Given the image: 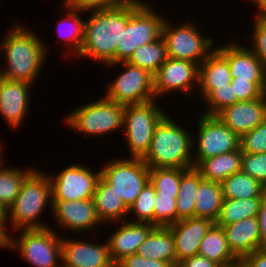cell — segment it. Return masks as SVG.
Listing matches in <instances>:
<instances>
[{"label": "cell", "mask_w": 266, "mask_h": 267, "mask_svg": "<svg viewBox=\"0 0 266 267\" xmlns=\"http://www.w3.org/2000/svg\"><path fill=\"white\" fill-rule=\"evenodd\" d=\"M24 27L15 24L1 40L0 53L5 54L7 65L0 69L4 79L33 84L44 66L49 48L40 37Z\"/></svg>", "instance_id": "cell-1"}, {"label": "cell", "mask_w": 266, "mask_h": 267, "mask_svg": "<svg viewBox=\"0 0 266 267\" xmlns=\"http://www.w3.org/2000/svg\"><path fill=\"white\" fill-rule=\"evenodd\" d=\"M128 22V6L91 10L84 23L83 45L77 56L105 65L115 64V53Z\"/></svg>", "instance_id": "cell-2"}, {"label": "cell", "mask_w": 266, "mask_h": 267, "mask_svg": "<svg viewBox=\"0 0 266 267\" xmlns=\"http://www.w3.org/2000/svg\"><path fill=\"white\" fill-rule=\"evenodd\" d=\"M185 129L166 114L155 127L144 163L149 168L194 167L193 136Z\"/></svg>", "instance_id": "cell-3"}, {"label": "cell", "mask_w": 266, "mask_h": 267, "mask_svg": "<svg viewBox=\"0 0 266 267\" xmlns=\"http://www.w3.org/2000/svg\"><path fill=\"white\" fill-rule=\"evenodd\" d=\"M48 203L52 207L51 182L48 173L34 170L25 178L21 190L12 205L6 210V221L12 230L48 228V223L38 219ZM8 219V220H7Z\"/></svg>", "instance_id": "cell-4"}, {"label": "cell", "mask_w": 266, "mask_h": 267, "mask_svg": "<svg viewBox=\"0 0 266 267\" xmlns=\"http://www.w3.org/2000/svg\"><path fill=\"white\" fill-rule=\"evenodd\" d=\"M19 231V238L11 234L4 239L5 248L18 249L22 259L34 267H61L62 238L56 230L48 227Z\"/></svg>", "instance_id": "cell-5"}, {"label": "cell", "mask_w": 266, "mask_h": 267, "mask_svg": "<svg viewBox=\"0 0 266 267\" xmlns=\"http://www.w3.org/2000/svg\"><path fill=\"white\" fill-rule=\"evenodd\" d=\"M124 112L125 105L112 102L103 96L67 114L64 123L77 133L96 137L123 128Z\"/></svg>", "instance_id": "cell-6"}, {"label": "cell", "mask_w": 266, "mask_h": 267, "mask_svg": "<svg viewBox=\"0 0 266 267\" xmlns=\"http://www.w3.org/2000/svg\"><path fill=\"white\" fill-rule=\"evenodd\" d=\"M157 99L125 105L123 133L132 158H143L151 144L156 125L167 114Z\"/></svg>", "instance_id": "cell-7"}, {"label": "cell", "mask_w": 266, "mask_h": 267, "mask_svg": "<svg viewBox=\"0 0 266 267\" xmlns=\"http://www.w3.org/2000/svg\"><path fill=\"white\" fill-rule=\"evenodd\" d=\"M173 27L165 18L162 37L166 43L168 58L187 60L200 65L215 49L214 39L211 36L203 37L196 25L187 21Z\"/></svg>", "instance_id": "cell-8"}, {"label": "cell", "mask_w": 266, "mask_h": 267, "mask_svg": "<svg viewBox=\"0 0 266 267\" xmlns=\"http://www.w3.org/2000/svg\"><path fill=\"white\" fill-rule=\"evenodd\" d=\"M164 20L152 8L128 6V22L116 48L115 63L126 62L138 47L157 40L162 35Z\"/></svg>", "instance_id": "cell-9"}, {"label": "cell", "mask_w": 266, "mask_h": 267, "mask_svg": "<svg viewBox=\"0 0 266 267\" xmlns=\"http://www.w3.org/2000/svg\"><path fill=\"white\" fill-rule=\"evenodd\" d=\"M100 176L113 187L128 208L150 181L149 167L143 159L131 156L130 159H111L100 169Z\"/></svg>", "instance_id": "cell-10"}, {"label": "cell", "mask_w": 266, "mask_h": 267, "mask_svg": "<svg viewBox=\"0 0 266 267\" xmlns=\"http://www.w3.org/2000/svg\"><path fill=\"white\" fill-rule=\"evenodd\" d=\"M196 137L192 135L194 167L203 159L235 151L240 148V137L216 115L200 113ZM196 138V139H194ZM198 138V139H197ZM197 154V156L195 155ZM196 156V157H195Z\"/></svg>", "instance_id": "cell-11"}, {"label": "cell", "mask_w": 266, "mask_h": 267, "mask_svg": "<svg viewBox=\"0 0 266 267\" xmlns=\"http://www.w3.org/2000/svg\"><path fill=\"white\" fill-rule=\"evenodd\" d=\"M123 64L124 70L108 84L104 97L123 105L141 104L155 99L153 75L143 68L132 66L127 62L107 64L116 67ZM116 65V66H115Z\"/></svg>", "instance_id": "cell-12"}, {"label": "cell", "mask_w": 266, "mask_h": 267, "mask_svg": "<svg viewBox=\"0 0 266 267\" xmlns=\"http://www.w3.org/2000/svg\"><path fill=\"white\" fill-rule=\"evenodd\" d=\"M84 167L82 164H72L65 167L59 175H48L51 182L52 200H85L93 199L100 170Z\"/></svg>", "instance_id": "cell-13"}, {"label": "cell", "mask_w": 266, "mask_h": 267, "mask_svg": "<svg viewBox=\"0 0 266 267\" xmlns=\"http://www.w3.org/2000/svg\"><path fill=\"white\" fill-rule=\"evenodd\" d=\"M154 79L155 99L171 92L192 93L199 85V64L187 60L167 58Z\"/></svg>", "instance_id": "cell-14"}, {"label": "cell", "mask_w": 266, "mask_h": 267, "mask_svg": "<svg viewBox=\"0 0 266 267\" xmlns=\"http://www.w3.org/2000/svg\"><path fill=\"white\" fill-rule=\"evenodd\" d=\"M51 212L60 227L77 232H91L102 225L97 217L93 199L85 200H52ZM73 230V231H72Z\"/></svg>", "instance_id": "cell-15"}, {"label": "cell", "mask_w": 266, "mask_h": 267, "mask_svg": "<svg viewBox=\"0 0 266 267\" xmlns=\"http://www.w3.org/2000/svg\"><path fill=\"white\" fill-rule=\"evenodd\" d=\"M61 267H115L112 263L107 241L105 244L87 240L63 238L61 246Z\"/></svg>", "instance_id": "cell-16"}, {"label": "cell", "mask_w": 266, "mask_h": 267, "mask_svg": "<svg viewBox=\"0 0 266 267\" xmlns=\"http://www.w3.org/2000/svg\"><path fill=\"white\" fill-rule=\"evenodd\" d=\"M214 224L207 218L192 217L167 226L174 238L176 267L184 259L198 255L201 241Z\"/></svg>", "instance_id": "cell-17"}, {"label": "cell", "mask_w": 266, "mask_h": 267, "mask_svg": "<svg viewBox=\"0 0 266 267\" xmlns=\"http://www.w3.org/2000/svg\"><path fill=\"white\" fill-rule=\"evenodd\" d=\"M216 49L227 59L232 78L265 83L266 67L250 47L232 41Z\"/></svg>", "instance_id": "cell-18"}, {"label": "cell", "mask_w": 266, "mask_h": 267, "mask_svg": "<svg viewBox=\"0 0 266 267\" xmlns=\"http://www.w3.org/2000/svg\"><path fill=\"white\" fill-rule=\"evenodd\" d=\"M216 116L239 137L250 132L266 119V98L238 101L222 109Z\"/></svg>", "instance_id": "cell-19"}, {"label": "cell", "mask_w": 266, "mask_h": 267, "mask_svg": "<svg viewBox=\"0 0 266 267\" xmlns=\"http://www.w3.org/2000/svg\"><path fill=\"white\" fill-rule=\"evenodd\" d=\"M118 226L106 240L109 256L114 265L124 257L137 253L139 246L156 227L151 223L130 222Z\"/></svg>", "instance_id": "cell-20"}, {"label": "cell", "mask_w": 266, "mask_h": 267, "mask_svg": "<svg viewBox=\"0 0 266 267\" xmlns=\"http://www.w3.org/2000/svg\"><path fill=\"white\" fill-rule=\"evenodd\" d=\"M34 84L4 79L0 88V116L12 128H18L29 108ZM32 86V87H31Z\"/></svg>", "instance_id": "cell-21"}, {"label": "cell", "mask_w": 266, "mask_h": 267, "mask_svg": "<svg viewBox=\"0 0 266 267\" xmlns=\"http://www.w3.org/2000/svg\"><path fill=\"white\" fill-rule=\"evenodd\" d=\"M229 249L241 258L261 248L258 217H250L222 227Z\"/></svg>", "instance_id": "cell-22"}, {"label": "cell", "mask_w": 266, "mask_h": 267, "mask_svg": "<svg viewBox=\"0 0 266 267\" xmlns=\"http://www.w3.org/2000/svg\"><path fill=\"white\" fill-rule=\"evenodd\" d=\"M232 75L227 59L215 48L199 65L198 89L203 100L216 88L231 83Z\"/></svg>", "instance_id": "cell-23"}, {"label": "cell", "mask_w": 266, "mask_h": 267, "mask_svg": "<svg viewBox=\"0 0 266 267\" xmlns=\"http://www.w3.org/2000/svg\"><path fill=\"white\" fill-rule=\"evenodd\" d=\"M97 217L101 223H123L128 216V207L120 196L113 190L101 176L98 179L93 195ZM122 220V221H121Z\"/></svg>", "instance_id": "cell-24"}, {"label": "cell", "mask_w": 266, "mask_h": 267, "mask_svg": "<svg viewBox=\"0 0 266 267\" xmlns=\"http://www.w3.org/2000/svg\"><path fill=\"white\" fill-rule=\"evenodd\" d=\"M137 254L146 259L168 262L176 267L174 238L168 227L156 226L139 246Z\"/></svg>", "instance_id": "cell-25"}, {"label": "cell", "mask_w": 266, "mask_h": 267, "mask_svg": "<svg viewBox=\"0 0 266 267\" xmlns=\"http://www.w3.org/2000/svg\"><path fill=\"white\" fill-rule=\"evenodd\" d=\"M242 150L220 154L203 159L195 168L200 172L203 180L221 183L232 174L241 171Z\"/></svg>", "instance_id": "cell-26"}, {"label": "cell", "mask_w": 266, "mask_h": 267, "mask_svg": "<svg viewBox=\"0 0 266 267\" xmlns=\"http://www.w3.org/2000/svg\"><path fill=\"white\" fill-rule=\"evenodd\" d=\"M202 180L200 172L195 167L181 168L179 193L176 197L177 221L195 217V196Z\"/></svg>", "instance_id": "cell-27"}, {"label": "cell", "mask_w": 266, "mask_h": 267, "mask_svg": "<svg viewBox=\"0 0 266 267\" xmlns=\"http://www.w3.org/2000/svg\"><path fill=\"white\" fill-rule=\"evenodd\" d=\"M195 200V217L207 218L216 223L224 200L220 183L202 180Z\"/></svg>", "instance_id": "cell-28"}, {"label": "cell", "mask_w": 266, "mask_h": 267, "mask_svg": "<svg viewBox=\"0 0 266 267\" xmlns=\"http://www.w3.org/2000/svg\"><path fill=\"white\" fill-rule=\"evenodd\" d=\"M198 255L206 257L220 266L237 259L228 247L224 229L216 224L208 230L201 241Z\"/></svg>", "instance_id": "cell-29"}, {"label": "cell", "mask_w": 266, "mask_h": 267, "mask_svg": "<svg viewBox=\"0 0 266 267\" xmlns=\"http://www.w3.org/2000/svg\"><path fill=\"white\" fill-rule=\"evenodd\" d=\"M167 58L166 43L161 35L157 40L138 47L126 62L154 76Z\"/></svg>", "instance_id": "cell-30"}, {"label": "cell", "mask_w": 266, "mask_h": 267, "mask_svg": "<svg viewBox=\"0 0 266 267\" xmlns=\"http://www.w3.org/2000/svg\"><path fill=\"white\" fill-rule=\"evenodd\" d=\"M222 193L225 199H246L251 197H263L264 185L239 171L224 179L221 183Z\"/></svg>", "instance_id": "cell-31"}, {"label": "cell", "mask_w": 266, "mask_h": 267, "mask_svg": "<svg viewBox=\"0 0 266 267\" xmlns=\"http://www.w3.org/2000/svg\"><path fill=\"white\" fill-rule=\"evenodd\" d=\"M262 197L225 199L216 225L223 227L245 218L258 217Z\"/></svg>", "instance_id": "cell-32"}, {"label": "cell", "mask_w": 266, "mask_h": 267, "mask_svg": "<svg viewBox=\"0 0 266 267\" xmlns=\"http://www.w3.org/2000/svg\"><path fill=\"white\" fill-rule=\"evenodd\" d=\"M0 161V205L7 210L16 199L25 178L34 170L32 167L19 168L1 166Z\"/></svg>", "instance_id": "cell-33"}, {"label": "cell", "mask_w": 266, "mask_h": 267, "mask_svg": "<svg viewBox=\"0 0 266 267\" xmlns=\"http://www.w3.org/2000/svg\"><path fill=\"white\" fill-rule=\"evenodd\" d=\"M63 8L65 12L67 11V17H61L60 21H58L56 27L58 28V36L65 39L66 43L69 42L67 43V46L70 44V54L72 55L73 53L77 56L82 48L84 39L85 20H82L79 15L82 14L83 11L73 10L66 7Z\"/></svg>", "instance_id": "cell-34"}, {"label": "cell", "mask_w": 266, "mask_h": 267, "mask_svg": "<svg viewBox=\"0 0 266 267\" xmlns=\"http://www.w3.org/2000/svg\"><path fill=\"white\" fill-rule=\"evenodd\" d=\"M150 182L156 195L177 197L181 180V168H149Z\"/></svg>", "instance_id": "cell-35"}, {"label": "cell", "mask_w": 266, "mask_h": 267, "mask_svg": "<svg viewBox=\"0 0 266 267\" xmlns=\"http://www.w3.org/2000/svg\"><path fill=\"white\" fill-rule=\"evenodd\" d=\"M156 190L154 185L149 181L137 196L135 202L129 206L128 215H134L133 221L140 223L154 224V200ZM133 214H132V213ZM136 218V219H135Z\"/></svg>", "instance_id": "cell-36"}, {"label": "cell", "mask_w": 266, "mask_h": 267, "mask_svg": "<svg viewBox=\"0 0 266 267\" xmlns=\"http://www.w3.org/2000/svg\"><path fill=\"white\" fill-rule=\"evenodd\" d=\"M208 105L203 114L216 115L222 109L233 105L237 102L231 83L227 86H216V88L203 100Z\"/></svg>", "instance_id": "cell-37"}, {"label": "cell", "mask_w": 266, "mask_h": 267, "mask_svg": "<svg viewBox=\"0 0 266 267\" xmlns=\"http://www.w3.org/2000/svg\"><path fill=\"white\" fill-rule=\"evenodd\" d=\"M154 225L167 227L177 222L176 197L156 195Z\"/></svg>", "instance_id": "cell-38"}, {"label": "cell", "mask_w": 266, "mask_h": 267, "mask_svg": "<svg viewBox=\"0 0 266 267\" xmlns=\"http://www.w3.org/2000/svg\"><path fill=\"white\" fill-rule=\"evenodd\" d=\"M240 149L243 153H266V119L240 137Z\"/></svg>", "instance_id": "cell-39"}, {"label": "cell", "mask_w": 266, "mask_h": 267, "mask_svg": "<svg viewBox=\"0 0 266 267\" xmlns=\"http://www.w3.org/2000/svg\"><path fill=\"white\" fill-rule=\"evenodd\" d=\"M241 171L264 185L266 183V153H243Z\"/></svg>", "instance_id": "cell-40"}, {"label": "cell", "mask_w": 266, "mask_h": 267, "mask_svg": "<svg viewBox=\"0 0 266 267\" xmlns=\"http://www.w3.org/2000/svg\"><path fill=\"white\" fill-rule=\"evenodd\" d=\"M251 50L266 67V15L255 16Z\"/></svg>", "instance_id": "cell-41"}, {"label": "cell", "mask_w": 266, "mask_h": 267, "mask_svg": "<svg viewBox=\"0 0 266 267\" xmlns=\"http://www.w3.org/2000/svg\"><path fill=\"white\" fill-rule=\"evenodd\" d=\"M231 85L237 97V102L256 100L264 95L265 83H253L232 78Z\"/></svg>", "instance_id": "cell-42"}, {"label": "cell", "mask_w": 266, "mask_h": 267, "mask_svg": "<svg viewBox=\"0 0 266 267\" xmlns=\"http://www.w3.org/2000/svg\"><path fill=\"white\" fill-rule=\"evenodd\" d=\"M115 267H172L168 262L146 259L137 253L124 257Z\"/></svg>", "instance_id": "cell-43"}, {"label": "cell", "mask_w": 266, "mask_h": 267, "mask_svg": "<svg viewBox=\"0 0 266 267\" xmlns=\"http://www.w3.org/2000/svg\"><path fill=\"white\" fill-rule=\"evenodd\" d=\"M246 267H266V248L241 257Z\"/></svg>", "instance_id": "cell-44"}, {"label": "cell", "mask_w": 266, "mask_h": 267, "mask_svg": "<svg viewBox=\"0 0 266 267\" xmlns=\"http://www.w3.org/2000/svg\"><path fill=\"white\" fill-rule=\"evenodd\" d=\"M177 267H220V265L207 259L206 257L195 255L184 259Z\"/></svg>", "instance_id": "cell-45"}, {"label": "cell", "mask_w": 266, "mask_h": 267, "mask_svg": "<svg viewBox=\"0 0 266 267\" xmlns=\"http://www.w3.org/2000/svg\"><path fill=\"white\" fill-rule=\"evenodd\" d=\"M63 7L88 12L96 10V0H63Z\"/></svg>", "instance_id": "cell-46"}, {"label": "cell", "mask_w": 266, "mask_h": 267, "mask_svg": "<svg viewBox=\"0 0 266 267\" xmlns=\"http://www.w3.org/2000/svg\"><path fill=\"white\" fill-rule=\"evenodd\" d=\"M258 221L260 227L261 248H266V192L260 203Z\"/></svg>", "instance_id": "cell-47"}, {"label": "cell", "mask_w": 266, "mask_h": 267, "mask_svg": "<svg viewBox=\"0 0 266 267\" xmlns=\"http://www.w3.org/2000/svg\"><path fill=\"white\" fill-rule=\"evenodd\" d=\"M121 6L120 0H96V10Z\"/></svg>", "instance_id": "cell-48"}, {"label": "cell", "mask_w": 266, "mask_h": 267, "mask_svg": "<svg viewBox=\"0 0 266 267\" xmlns=\"http://www.w3.org/2000/svg\"><path fill=\"white\" fill-rule=\"evenodd\" d=\"M6 210L0 205V235L5 239L10 233L6 228Z\"/></svg>", "instance_id": "cell-49"}, {"label": "cell", "mask_w": 266, "mask_h": 267, "mask_svg": "<svg viewBox=\"0 0 266 267\" xmlns=\"http://www.w3.org/2000/svg\"><path fill=\"white\" fill-rule=\"evenodd\" d=\"M122 6H129L134 8H151L146 1L143 0H120Z\"/></svg>", "instance_id": "cell-50"}, {"label": "cell", "mask_w": 266, "mask_h": 267, "mask_svg": "<svg viewBox=\"0 0 266 267\" xmlns=\"http://www.w3.org/2000/svg\"><path fill=\"white\" fill-rule=\"evenodd\" d=\"M220 267H246V266L241 258H237L236 260L227 264H223Z\"/></svg>", "instance_id": "cell-51"}, {"label": "cell", "mask_w": 266, "mask_h": 267, "mask_svg": "<svg viewBox=\"0 0 266 267\" xmlns=\"http://www.w3.org/2000/svg\"><path fill=\"white\" fill-rule=\"evenodd\" d=\"M260 15H266V0H260Z\"/></svg>", "instance_id": "cell-52"}, {"label": "cell", "mask_w": 266, "mask_h": 267, "mask_svg": "<svg viewBox=\"0 0 266 267\" xmlns=\"http://www.w3.org/2000/svg\"><path fill=\"white\" fill-rule=\"evenodd\" d=\"M248 1H251V3H256L257 4V10H258V13L257 14H255V16L257 15V16H260V0H248Z\"/></svg>", "instance_id": "cell-53"}, {"label": "cell", "mask_w": 266, "mask_h": 267, "mask_svg": "<svg viewBox=\"0 0 266 267\" xmlns=\"http://www.w3.org/2000/svg\"><path fill=\"white\" fill-rule=\"evenodd\" d=\"M0 248H4L5 249L4 239H3V237L1 235H0Z\"/></svg>", "instance_id": "cell-54"}, {"label": "cell", "mask_w": 266, "mask_h": 267, "mask_svg": "<svg viewBox=\"0 0 266 267\" xmlns=\"http://www.w3.org/2000/svg\"><path fill=\"white\" fill-rule=\"evenodd\" d=\"M2 146H3V143H1V141H0V161H2L3 160V153H2Z\"/></svg>", "instance_id": "cell-55"}, {"label": "cell", "mask_w": 266, "mask_h": 267, "mask_svg": "<svg viewBox=\"0 0 266 267\" xmlns=\"http://www.w3.org/2000/svg\"><path fill=\"white\" fill-rule=\"evenodd\" d=\"M3 80H4V77H3L2 73H1V69H0V88L2 86Z\"/></svg>", "instance_id": "cell-56"}, {"label": "cell", "mask_w": 266, "mask_h": 267, "mask_svg": "<svg viewBox=\"0 0 266 267\" xmlns=\"http://www.w3.org/2000/svg\"><path fill=\"white\" fill-rule=\"evenodd\" d=\"M264 97L266 98V71H265V88H264Z\"/></svg>", "instance_id": "cell-57"}, {"label": "cell", "mask_w": 266, "mask_h": 267, "mask_svg": "<svg viewBox=\"0 0 266 267\" xmlns=\"http://www.w3.org/2000/svg\"><path fill=\"white\" fill-rule=\"evenodd\" d=\"M264 191L266 192V183L264 184Z\"/></svg>", "instance_id": "cell-58"}]
</instances>
